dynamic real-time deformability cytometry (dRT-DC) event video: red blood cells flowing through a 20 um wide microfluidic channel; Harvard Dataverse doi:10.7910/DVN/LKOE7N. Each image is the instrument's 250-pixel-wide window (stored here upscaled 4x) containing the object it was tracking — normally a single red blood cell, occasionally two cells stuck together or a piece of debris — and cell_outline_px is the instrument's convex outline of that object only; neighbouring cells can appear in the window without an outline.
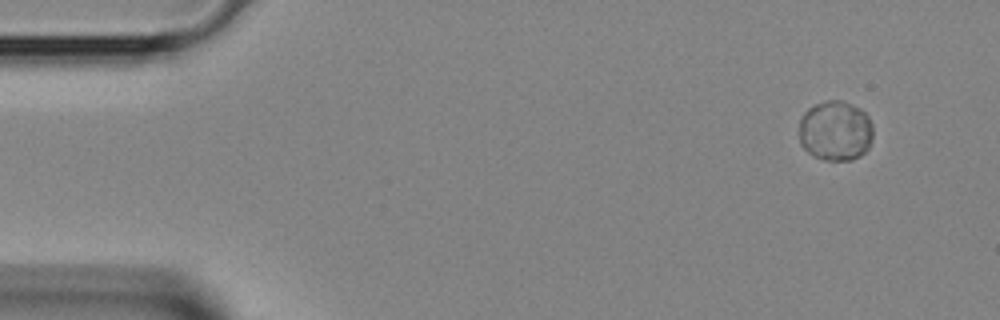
{"species": "Egyptian fruit bat (a non-hibernating species)", "species_latin": "Rousettus aegyptiacus", "temperature_condition": "room temperature", "stored_images_in_passage": 4, "camera_frame_rate_fps": 3000, "um_per_image_px": 0.085, "animal": {"sex": "female"}, "frame": {"image": 1, "passage_image": 4, "time_ms": 1.0, "image_size_px": [1000, 320], "cell_outline_px": [[872, 140], [868, 148], [860, 156], [852, 160], [824, 160], [808, 152], [800, 144], [800, 120], [804, 112], [808, 108], [824, 100], [840, 100], [852, 104], [860, 108], [868, 116], [872, 124]], "centroid_in_image_um": [71.02, 11.11], "position_along_channel_um": 14.0, "area_um2": 26.01}}